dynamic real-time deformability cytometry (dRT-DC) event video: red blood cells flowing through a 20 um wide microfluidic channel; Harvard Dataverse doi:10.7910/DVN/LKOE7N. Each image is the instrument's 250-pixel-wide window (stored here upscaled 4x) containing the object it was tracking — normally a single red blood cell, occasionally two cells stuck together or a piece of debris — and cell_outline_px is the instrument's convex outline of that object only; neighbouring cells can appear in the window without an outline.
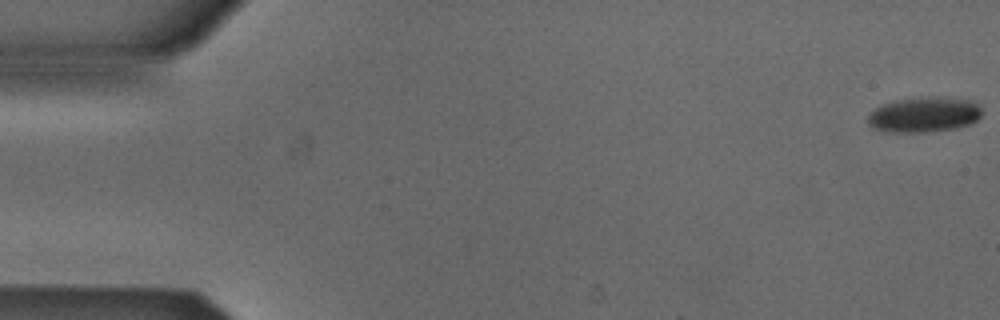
{"species": "Egyptian fruit bat (a non-hibernating species)", "species_latin": "Rousettus aegyptiacus", "temperature_condition": "cold", "stored_images_in_passage": 54, "camera_frame_rate_fps": 3000, "um_per_image_px": 0.085, "animal": {"sex": "male"}, "frame": {"image": 1, "passage_image": 1, "time_ms": 0.0, "image_size_px": [1000, 320], "cell_outline_px": [[980, 116], [972, 124], [952, 128], [924, 132], [892, 132], [872, 128], [868, 124], [868, 116], [876, 108], [884, 104], [896, 100], [940, 96], [968, 100], [980, 104]], "centroid_in_image_um": [78.56, 9.74], "position_along_channel_um": 6.4, "area_um2": 23.12}}
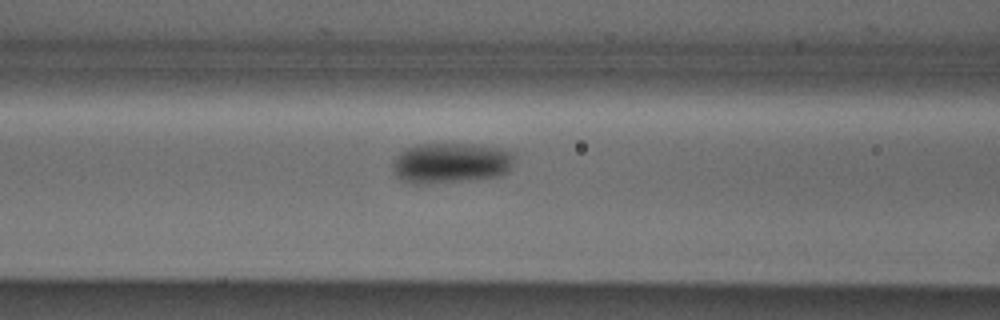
{"frame": {"image": 2, "passage_image": 22, "time_ms": 7.0, "image_size_px": [1000, 320], "cell_outline_px": [[516, 156], [512, 164], [504, 172], [496, 176], [428, 184], [408, 184], [400, 180], [396, 176], [392, 168], [392, 164], [396, 156], [400, 152], [416, 144], [480, 144], [500, 148], [516, 152]], "centroid_in_image_um": [38.29, 13.84], "position_along_channel_um": 128.3, "area_um2": 28.84}}
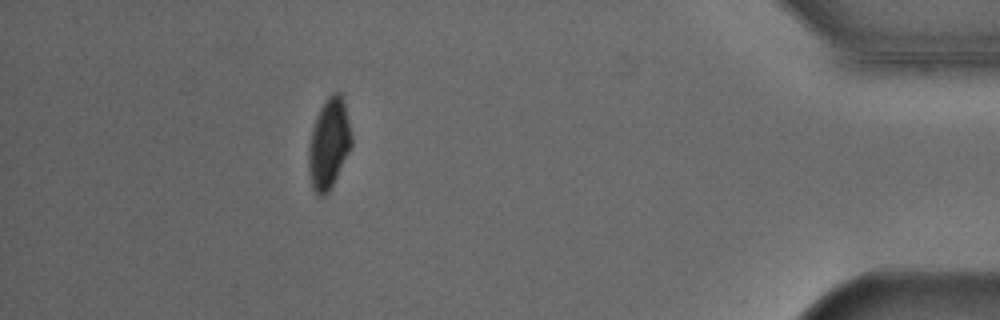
{"frame": {"image": 3, "passage_image": 48, "time_ms": 15.667, "image_size_px": [1000, 320], "cell_outline_px": [[352, 144], [328, 192], [324, 196], [320, 196], [312, 188], [308, 168], [308, 148], [312, 128], [316, 116], [324, 100], [332, 92], [340, 92], [344, 100], [352, 136]], "centroid_in_image_um": [27.94, 12.16], "position_along_channel_um": 407.3, "area_um2": 22.43}, "authors_computed_cell_mechanics": {"area_um2": 24.6806, "velocity_mm_per_s": 3.8643, "shape_relaxation_time_tau1_ms": 2.6662, "shape_relaxation_time_tau2_ms": null, "deformation_change_tau1": 0.0698, "deformation_change_tau2": null}}